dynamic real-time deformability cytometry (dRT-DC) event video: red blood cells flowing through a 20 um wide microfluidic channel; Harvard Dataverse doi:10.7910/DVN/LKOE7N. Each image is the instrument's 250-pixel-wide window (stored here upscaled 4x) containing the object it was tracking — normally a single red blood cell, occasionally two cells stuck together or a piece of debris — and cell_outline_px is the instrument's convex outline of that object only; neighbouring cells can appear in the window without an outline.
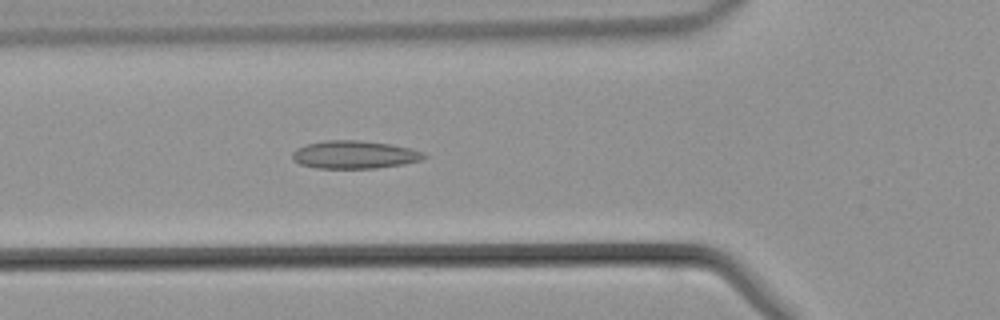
{"species": "common noctule bat (a hibernating species)", "species_latin": "Nyctalus noctula", "temperature_condition": "warm", "stored_images_in_passage": 35, "camera_frame_rate_fps": 3000, "um_per_image_px": 0.085, "animal": {"sex": "male", "body_mass_g": 21.5, "forearm_length_mm": 52.0}, "frame": {"image": 1, "passage_image": 9, "time_ms": 2.667, "image_size_px": [1000, 320], "cell_outline_px": [[428, 156], [420, 160], [404, 164], [376, 168], [316, 168], [300, 164], [292, 160], [292, 152], [296, 148], [308, 144], [324, 140], [356, 140], [388, 144], [412, 148], [424, 152]], "centroid_in_image_um": [30.12, 13.15], "position_along_channel_um": 95.7, "area_um2": 21.44}}
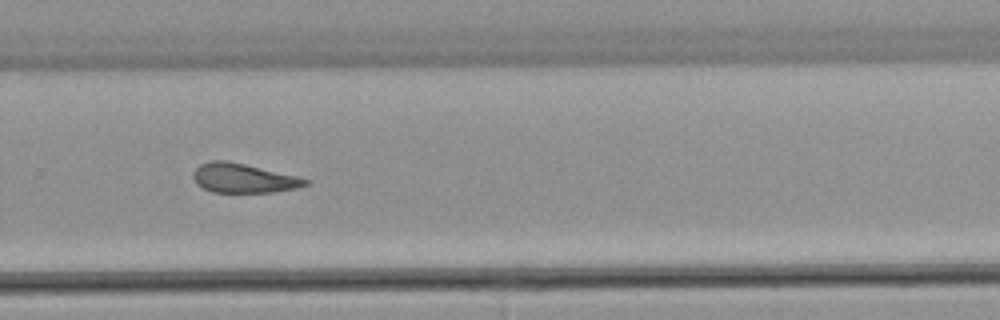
{"frame": {"image": 2, "passage_image": 23, "time_ms": 7.333, "image_size_px": [1000, 320], "cell_outline_px": [[308, 184], [296, 188], [272, 192], [212, 192], [196, 184], [192, 176], [192, 172], [200, 164], [212, 160], [224, 160], [244, 164], [296, 176], [308, 180]], "centroid_in_image_um": [20.63, 15.14], "position_along_channel_um": 309.2, "area_um2": 18.9}}
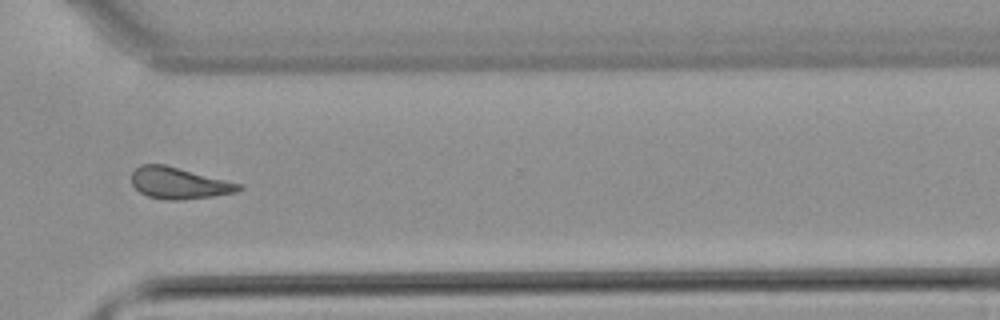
{"frame": {"image": 3, "passage_image": 26, "time_ms": 8.333, "image_size_px": [1000, 320], "cell_outline_px": [[244, 188], [236, 192], [212, 196], [180, 200], [164, 200], [148, 196], [140, 192], [132, 184], [132, 172], [140, 164], [164, 164], [244, 184]], "centroid_in_image_um": [15.24, 15.56], "position_along_channel_um": 355.4, "area_um2": 19.77}}